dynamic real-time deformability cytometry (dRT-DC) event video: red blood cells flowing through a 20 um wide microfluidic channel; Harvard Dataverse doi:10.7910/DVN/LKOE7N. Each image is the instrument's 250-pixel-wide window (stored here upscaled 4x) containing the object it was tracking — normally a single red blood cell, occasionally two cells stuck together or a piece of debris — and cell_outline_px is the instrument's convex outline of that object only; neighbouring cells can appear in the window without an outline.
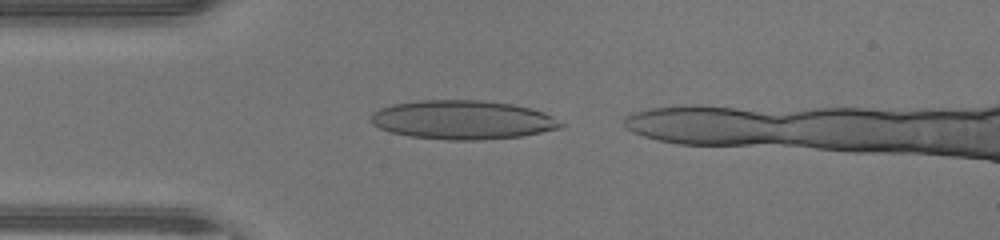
{"species": "human", "species_latin": "Homo sapiens", "temperature_condition": "warm", "stored_images_in_passage": 29, "camera_frame_rate_fps": 3000, "um_per_image_px": 0.085, "donor": {"sex": "male"}, "frame": {"image": 1, "passage_image": 2, "time_ms": 0.333, "image_size_px": [1000, 240], "cell_outline_px": [[568, 124], [560, 128], [520, 136], [480, 140], [448, 140], [412, 136], [392, 132], [380, 128], [372, 124], [372, 112], [380, 108], [392, 104], [420, 100], [480, 100], [512, 104], [532, 108], [544, 112]], "centroid_in_image_um": [39.36, 10.18], "position_along_channel_um": 45.6, "area_um2": 43.06}}
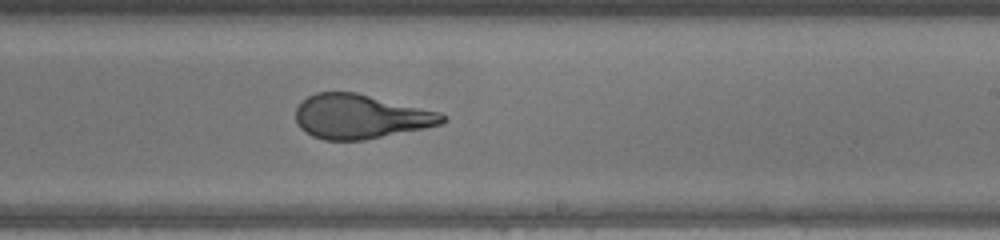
{"frame": {"image": 2, "passage_image": 17, "time_ms": 5.333, "image_size_px": [1000, 240], "cell_outline_px": [[448, 120], [444, 124], [364, 140], [324, 140], [312, 136], [300, 128], [296, 120], [296, 108], [308, 96], [316, 92], [356, 92], [440, 112], [448, 116]], "centroid_in_image_um": [30.67, 9.91], "position_along_channel_um": 258.3, "area_um2": 37.92}}
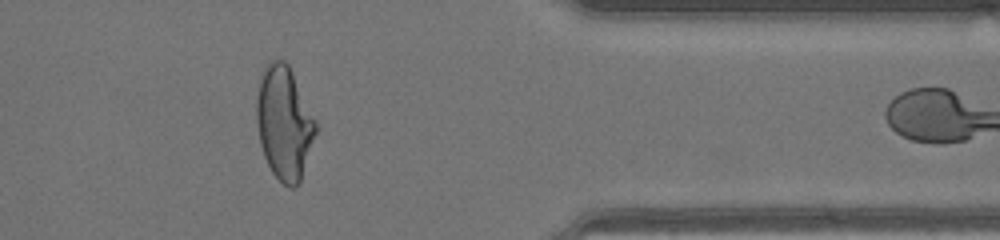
{"frame": {"image": 3, "passage_image": 27, "time_ms": 8.667, "image_size_px": [1000, 240], "cell_outline_px": [[316, 132], [300, 184], [296, 188], [288, 188], [272, 172], [264, 156], [260, 144], [256, 124], [256, 96], [264, 64], [272, 60], [284, 60], [288, 64], [316, 120]], "centroid_in_image_um": [24.14, 10.46], "position_along_channel_um": 387.3, "area_um2": 39.19}}